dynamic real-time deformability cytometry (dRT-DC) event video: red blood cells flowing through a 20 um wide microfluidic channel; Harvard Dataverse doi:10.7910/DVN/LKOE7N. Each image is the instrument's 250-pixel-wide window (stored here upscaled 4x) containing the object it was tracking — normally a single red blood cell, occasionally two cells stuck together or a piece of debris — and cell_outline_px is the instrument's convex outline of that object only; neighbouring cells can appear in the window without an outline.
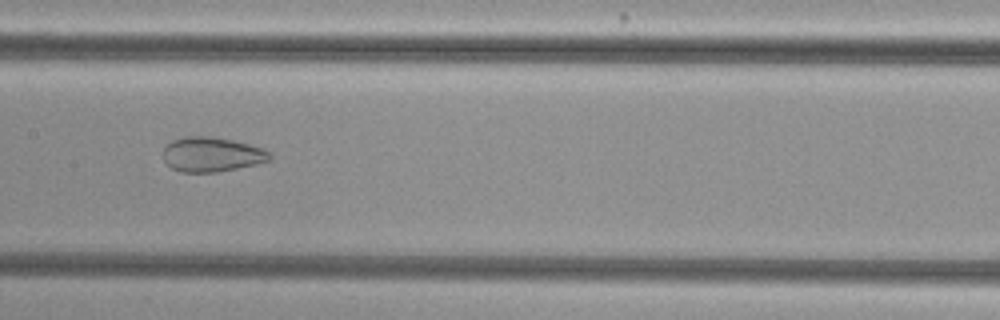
{"species": "common noctule bat (a hibernating species)", "species_latin": "Nyctalus noctula", "temperature_condition": "cold", "stored_images_in_passage": 43, "camera_frame_rate_fps": 3000, "um_per_image_px": 0.085, "animal": {"sex": "female", "body_mass_g": 29.2, "forearm_length_mm": 56.3}, "frame": {"image": 1, "passage_image": 17, "time_ms": 5.333, "image_size_px": [1000, 320], "cell_outline_px": [[272, 156], [268, 160], [256, 164], [216, 172], [180, 172], [172, 168], [164, 160], [164, 148], [172, 140], [184, 136], [208, 136], [232, 140], [264, 148]], "centroid_in_image_um": [17.98, 13.12], "position_along_channel_um": 189.4, "area_um2": 21.33}}
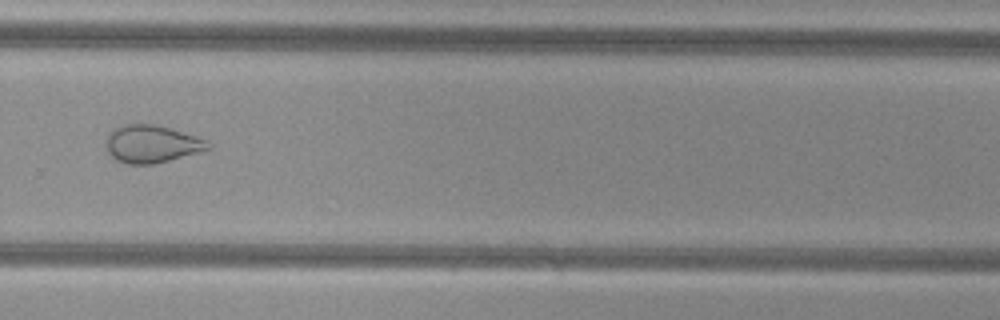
{"frame": {"image": 2, "passage_image": 27, "time_ms": 8.667, "image_size_px": [1000, 320], "cell_outline_px": [[212, 148], [168, 160], [152, 164], [128, 164], [116, 160], [108, 152], [108, 136], [116, 128], [124, 124], [156, 124], [172, 128], [208, 140], [212, 144]], "centroid_in_image_um": [12.95, 12.23], "position_along_channel_um": 316.8, "area_um2": 22.08}}
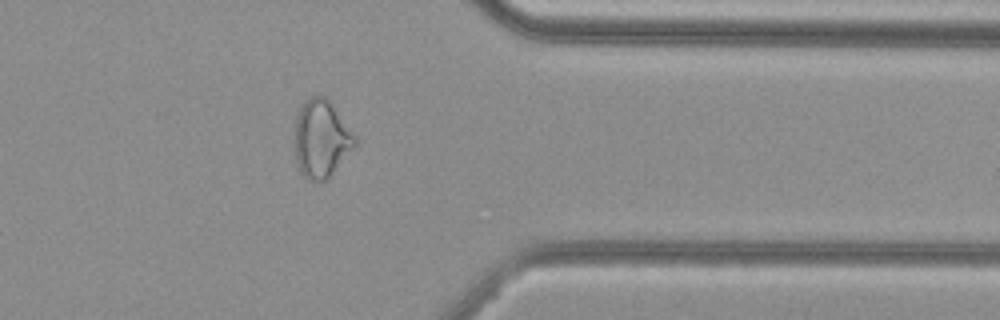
{"frame": {"image": 3, "passage_image": 33, "time_ms": 10.667, "image_size_px": [1000, 320], "cell_outline_px": [[356, 144], [332, 172], [324, 180], [308, 180], [300, 172], [296, 160], [296, 116], [300, 108], [312, 96], [324, 96], [332, 100], [356, 136]], "centroid_in_image_um": [27.33, 11.74], "position_along_channel_um": 384.1, "area_um2": 26.82}, "authors_computed_cell_mechanics": {"area_um2": 27.1082, "velocity_mm_per_s": 3.8362, "shape_relaxation_time_tau1_ms": null, "shape_relaxation_time_tau2_ms": 2.1117, "deformation_change_tau1": null, "deformation_change_tau2": 0.0866}}